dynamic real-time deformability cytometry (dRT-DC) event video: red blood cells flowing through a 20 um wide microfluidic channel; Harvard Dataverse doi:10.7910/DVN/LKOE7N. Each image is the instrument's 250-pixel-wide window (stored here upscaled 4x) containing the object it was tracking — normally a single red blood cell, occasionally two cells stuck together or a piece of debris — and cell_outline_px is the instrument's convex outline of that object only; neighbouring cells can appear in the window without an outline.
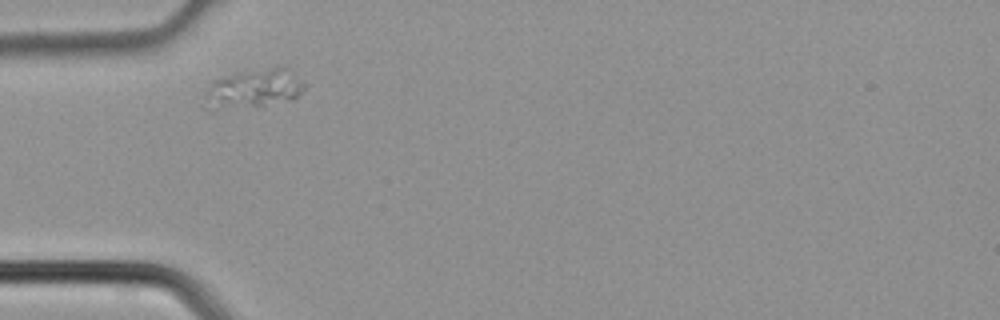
{"species": "common noctule bat (a hibernating species)", "species_latin": "Nyctalus noctula", "temperature_condition": "cold", "stored_images_in_passage": 1, "camera_frame_rate_fps": 3000, "um_per_image_px": 0.085, "animal": {"sex": "male", "body_mass_g": 21.5, "forearm_length_mm": 52.0}, "frame": {"image": 1, "passage_image": 1, "time_ms": 0.0, "image_size_px": [1000, 320], "cell_outline_px": [[304, 88], [292, 100], [260, 108], [212, 112], [204, 108], [204, 92], [220, 76], [240, 72], [284, 64], [288, 64], [304, 80]], "centroid_in_image_um": [21.56, 7.57], "position_along_channel_um": 63.4, "area_um2": 24.51}}